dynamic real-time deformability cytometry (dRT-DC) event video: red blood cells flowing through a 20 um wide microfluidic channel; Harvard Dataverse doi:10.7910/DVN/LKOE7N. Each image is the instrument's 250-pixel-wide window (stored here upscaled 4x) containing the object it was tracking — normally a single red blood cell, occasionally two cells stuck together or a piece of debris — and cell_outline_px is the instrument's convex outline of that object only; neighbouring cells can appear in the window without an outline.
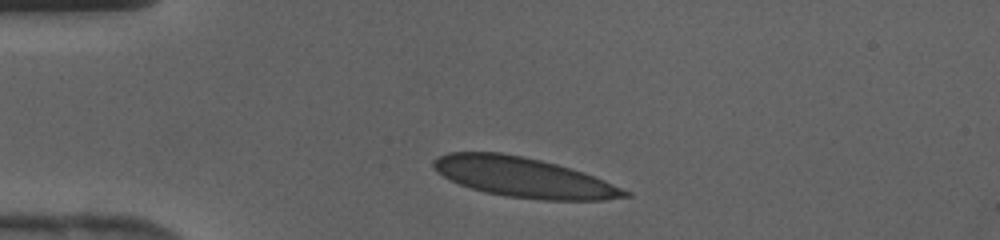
{"species": "human", "species_latin": "Homo sapiens", "temperature_condition": "cold", "stored_images_in_passage": 33, "camera_frame_rate_fps": 3000, "um_per_image_px": 0.085, "donor": {"sex": "female"}, "frame": {"image": 1, "passage_image": 1, "time_ms": 0.0, "image_size_px": [1000, 240], "cell_outline_px": [[632, 196], [604, 200], [544, 200], [504, 196], [484, 192], [460, 184], [444, 176], [432, 168], [432, 160], [436, 156], [448, 152], [500, 152], [524, 156], [556, 164], [584, 172], [604, 180], [632, 192]], "centroid_in_image_um": [44.51, 15.07], "position_along_channel_um": 40.5, "area_um2": 44.56}}
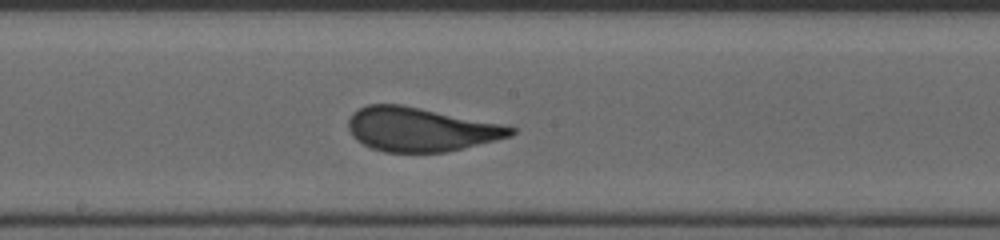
{"frame": {"image": 2, "passage_image": 14, "time_ms": 4.333, "image_size_px": [1000, 240], "cell_outline_px": [[516, 132], [512, 136], [496, 140], [444, 152], [384, 152], [372, 148], [356, 140], [352, 136], [348, 128], [348, 120], [352, 112], [368, 104], [400, 104], [500, 124], [516, 128]], "centroid_in_image_um": [35.7, 11.0], "position_along_channel_um": 212.5, "area_um2": 41.21}}
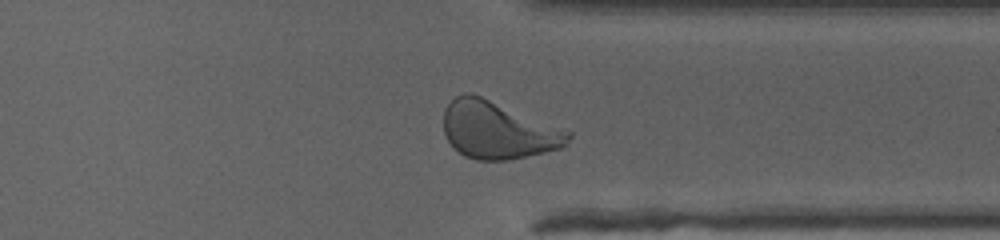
{"frame": {"image": 3, "passage_image": 24, "time_ms": 7.667, "image_size_px": [1000, 240], "cell_outline_px": [[572, 136], [560, 148], [544, 152], [508, 160], [476, 160], [464, 156], [448, 140], [444, 132], [444, 108], [456, 96], [464, 92], [468, 92], [480, 96], [572, 132]], "centroid_in_image_um": [42.3, 11.06], "position_along_channel_um": 369.1, "area_um2": 41.1}}